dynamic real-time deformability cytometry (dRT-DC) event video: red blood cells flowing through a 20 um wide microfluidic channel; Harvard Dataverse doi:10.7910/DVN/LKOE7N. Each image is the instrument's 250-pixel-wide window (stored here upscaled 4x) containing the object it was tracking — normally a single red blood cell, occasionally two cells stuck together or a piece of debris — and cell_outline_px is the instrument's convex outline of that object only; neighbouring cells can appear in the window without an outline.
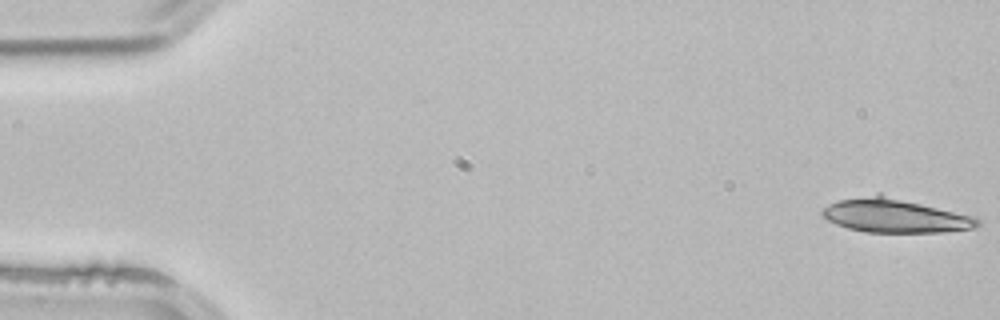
{"species": "common noctule bat (a hibernating species)", "species_latin": "Nyctalus noctula", "temperature_condition": "room temperature", "stored_images_in_passage": 35, "camera_frame_rate_fps": 3000, "um_per_image_px": 0.085, "animal": {"sex": "male", "body_mass_g": 21.5, "forearm_length_mm": 52.0}, "frame": {"image": 1, "passage_image": 1, "time_ms": 0.0, "image_size_px": [1000, 320], "cell_outline_px": [[980, 224], [976, 228], [944, 232], [864, 232], [848, 228], [836, 224], [820, 216], [820, 212], [828, 204], [836, 200], [876, 192], [880, 192], [976, 216], [980, 220]], "centroid_in_image_um": [76.08, 18.29], "position_along_channel_um": 8.9, "area_um2": 31.73}}
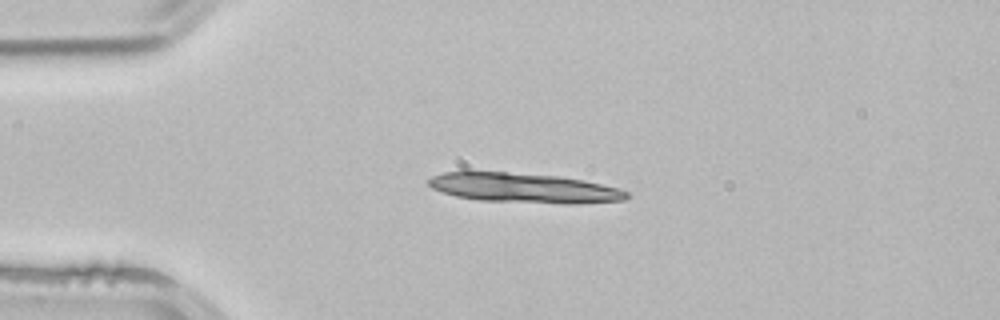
{"frame": {"image": 2, "passage_image": 12, "time_ms": 3.667, "image_size_px": [1000, 320], "cell_outline_px": [[628, 196], [624, 200], [580, 204], [564, 204], [480, 200], [456, 196], [440, 192], [432, 188], [428, 184], [428, 180], [432, 176], [444, 172], [508, 172], [560, 176], [600, 184], [616, 188], [628, 192]], "centroid_in_image_um": [44.52, 15.98], "position_along_channel_um": 40.5, "area_um2": 34.1}}